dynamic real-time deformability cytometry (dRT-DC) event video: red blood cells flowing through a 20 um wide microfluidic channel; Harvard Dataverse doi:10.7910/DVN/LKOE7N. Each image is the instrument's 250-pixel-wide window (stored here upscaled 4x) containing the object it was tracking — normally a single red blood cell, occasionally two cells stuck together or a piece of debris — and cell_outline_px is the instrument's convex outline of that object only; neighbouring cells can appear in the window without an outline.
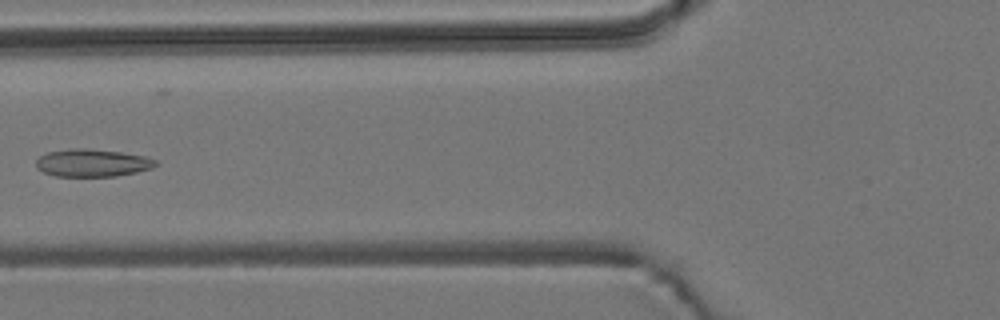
{"species": "common noctule bat (a hibernating species)", "species_latin": "Nyctalus noctula", "temperature_condition": "room temperature", "stored_images_in_passage": 7, "camera_frame_rate_fps": 3000, "um_per_image_px": 0.085, "animal": {"sex": "male", "body_mass_g": 19.2, "forearm_length_mm": 51.8}, "frame": {"image": 1, "passage_image": 6, "time_ms": 1.667, "image_size_px": [1000, 320], "cell_outline_px": [[160, 164], [152, 168], [136, 172], [116, 176], [56, 176], [44, 172], [36, 168], [36, 160], [40, 156], [48, 152], [68, 148], [88, 148], [120, 152], [144, 156], [156, 160]], "centroid_in_image_um": [7.85, 13.84], "position_along_channel_um": 118.0, "area_um2": 19.31}}
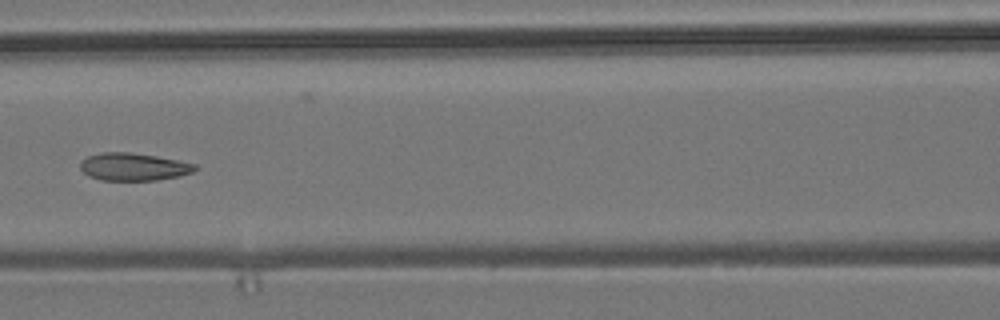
{"frame": {"image": 2, "passage_image": 7, "time_ms": 2.0, "image_size_px": [1000, 320], "cell_outline_px": [[196, 168], [192, 172], [180, 176], [156, 180], [100, 180], [88, 176], [80, 168], [80, 160], [88, 156], [100, 152], [128, 152], [156, 156], [196, 164]], "centroid_in_image_um": [11.3, 14.18], "position_along_channel_um": 155.3, "area_um2": 18.44}}